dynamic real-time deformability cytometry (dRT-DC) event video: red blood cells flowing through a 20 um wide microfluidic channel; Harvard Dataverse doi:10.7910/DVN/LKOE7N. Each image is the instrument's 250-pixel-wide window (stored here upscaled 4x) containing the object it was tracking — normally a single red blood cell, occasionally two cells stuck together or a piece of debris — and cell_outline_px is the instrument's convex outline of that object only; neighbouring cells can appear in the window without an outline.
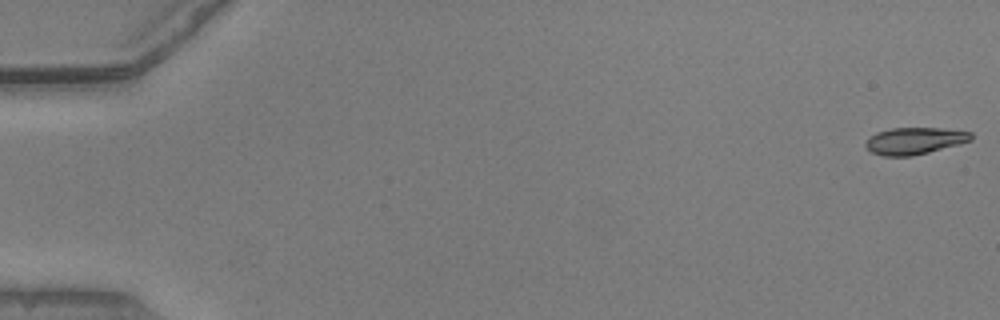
{"species": "common noctule bat (a hibernating species)", "species_latin": "Nyctalus noctula", "temperature_condition": "warm", "stored_images_in_passage": 9, "camera_frame_rate_fps": 3000, "um_per_image_px": 0.085, "animal": {"sex": "male", "body_mass_g": 20.5, "forearm_length_mm": 52.5}, "frame": {"image": 1, "passage_image": 1, "time_ms": 0.0, "image_size_px": [1000, 320], "cell_outline_px": [[972, 140], [928, 152], [912, 156], [884, 156], [872, 152], [864, 144], [876, 132], [892, 128], [940, 128], [972, 132]], "centroid_in_image_um": [77.74, 11.96], "position_along_channel_um": 7.3, "area_um2": 16.24}}